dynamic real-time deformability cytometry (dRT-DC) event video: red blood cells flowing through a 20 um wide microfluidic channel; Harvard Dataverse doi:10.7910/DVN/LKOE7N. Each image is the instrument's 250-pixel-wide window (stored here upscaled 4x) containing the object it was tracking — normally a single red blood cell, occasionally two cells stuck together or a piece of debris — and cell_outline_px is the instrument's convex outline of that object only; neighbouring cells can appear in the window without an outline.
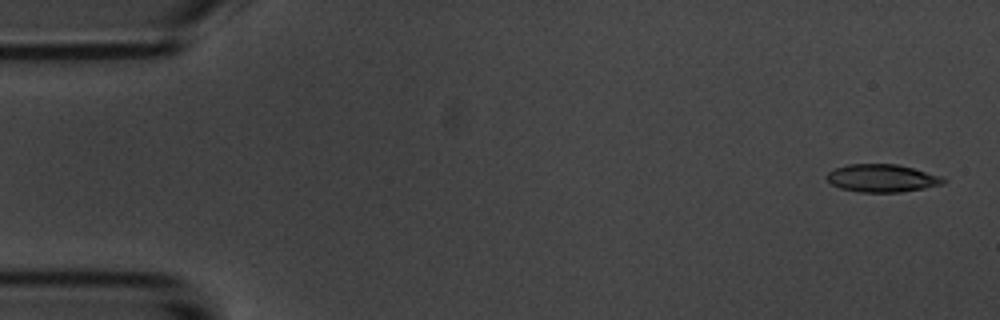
{"species": "common noctule bat (a hibernating species)", "species_latin": "Nyctalus noctula", "temperature_condition": "room temperature", "stored_images_in_passage": 4, "camera_frame_rate_fps": 3000, "um_per_image_px": 0.085, "animal": {"sex": "male", "body_mass_g": 20.1, "forearm_length_mm": 53.5}, "frame": {"image": 1, "passage_image": 1, "time_ms": 0.0, "image_size_px": [1000, 320], "cell_outline_px": [[948, 180], [944, 184], [924, 188], [900, 192], [860, 192], [840, 188], [832, 184], [824, 176], [828, 172], [836, 168], [848, 164], [896, 164], [912, 168], [940, 176]], "centroid_in_image_um": [74.96, 15.15], "position_along_channel_um": 10.0, "area_um2": 18.79}}